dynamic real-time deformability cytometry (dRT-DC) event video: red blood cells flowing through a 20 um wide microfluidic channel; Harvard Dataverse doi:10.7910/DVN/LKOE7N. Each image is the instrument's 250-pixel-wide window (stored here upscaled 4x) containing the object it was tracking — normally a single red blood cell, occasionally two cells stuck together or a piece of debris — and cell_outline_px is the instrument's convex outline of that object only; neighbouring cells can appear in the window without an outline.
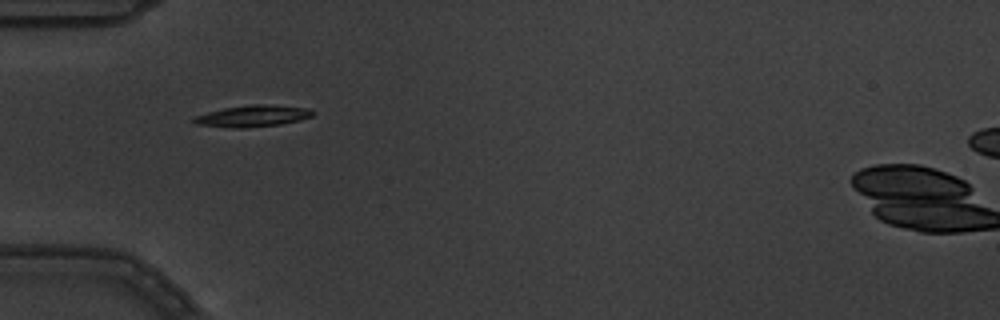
{"species": "common noctule bat (a hibernating species)", "species_latin": "Nyctalus noctula", "temperature_condition": "warm", "stored_images_in_passage": 2, "camera_frame_rate_fps": 3000, "um_per_image_px": 0.085, "animal": {"sex": "male", "body_mass_g": 19.5, "forearm_length_mm": 54.6}, "frame": {"image": 1, "passage_image": 2, "time_ms": 0.333, "image_size_px": [1000, 320], "cell_outline_px": [[316, 112], [312, 116], [300, 120], [280, 124], [244, 128], [232, 128], [196, 124], [192, 120], [196, 116], [208, 112], [224, 108], [252, 104], [260, 104], [312, 108]], "centroid_in_image_um": [21.53, 9.86], "position_along_channel_um": 63.5, "area_um2": 14.85}}